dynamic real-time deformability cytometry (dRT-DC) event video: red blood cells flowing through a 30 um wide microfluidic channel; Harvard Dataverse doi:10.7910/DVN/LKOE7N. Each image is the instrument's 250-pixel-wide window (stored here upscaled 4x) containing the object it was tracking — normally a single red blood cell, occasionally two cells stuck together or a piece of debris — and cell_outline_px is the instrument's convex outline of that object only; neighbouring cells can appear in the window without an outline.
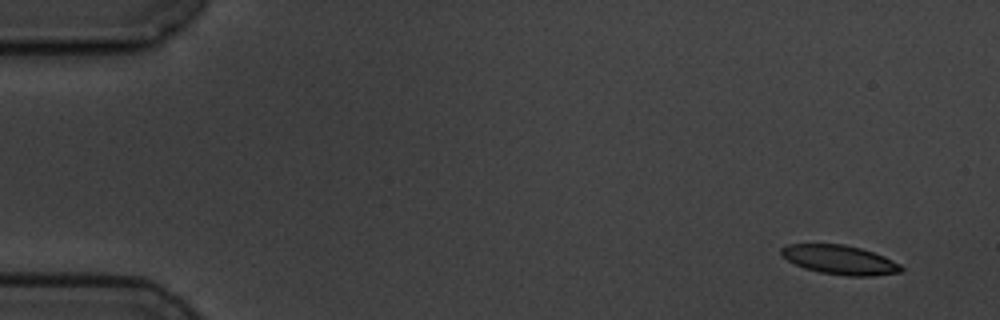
{"species": "common noctule bat (a hibernating species)", "species_latin": "Nyctalus noctula", "temperature_condition": "cold", "stored_images_in_passage": 4, "camera_frame_rate_fps": 3000, "um_per_image_px": 0.085, "animal": {"sex": "male", "body_mass_g": 19.5, "forearm_length_mm": 54.6}, "frame": {"image": 1, "passage_image": 1, "time_ms": 0.0, "image_size_px": [1000, 320], "cell_outline_px": [[904, 268], [900, 272], [872, 276], [848, 276], [820, 272], [804, 268], [788, 260], [780, 252], [780, 248], [788, 244], [844, 244], [860, 248], [884, 256], [900, 264]], "centroid_in_image_um": [71.39, 22.08], "position_along_channel_um": 13.6, "area_um2": 20.23}}
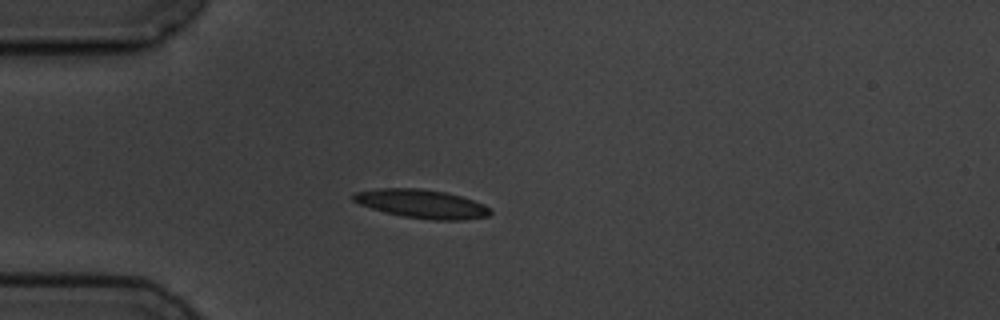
{"frame": {"image": 2, "passage_image": 4, "time_ms": 4.0, "image_size_px": [1000, 320], "cell_outline_px": [[492, 212], [488, 216], [464, 220], [432, 220], [404, 216], [384, 212], [360, 204], [352, 200], [352, 196], [356, 192], [380, 188], [420, 188], [448, 192], [484, 204], [492, 208]], "centroid_in_image_um": [35.89, 17.32], "position_along_channel_um": 49.1, "area_um2": 22.89}}